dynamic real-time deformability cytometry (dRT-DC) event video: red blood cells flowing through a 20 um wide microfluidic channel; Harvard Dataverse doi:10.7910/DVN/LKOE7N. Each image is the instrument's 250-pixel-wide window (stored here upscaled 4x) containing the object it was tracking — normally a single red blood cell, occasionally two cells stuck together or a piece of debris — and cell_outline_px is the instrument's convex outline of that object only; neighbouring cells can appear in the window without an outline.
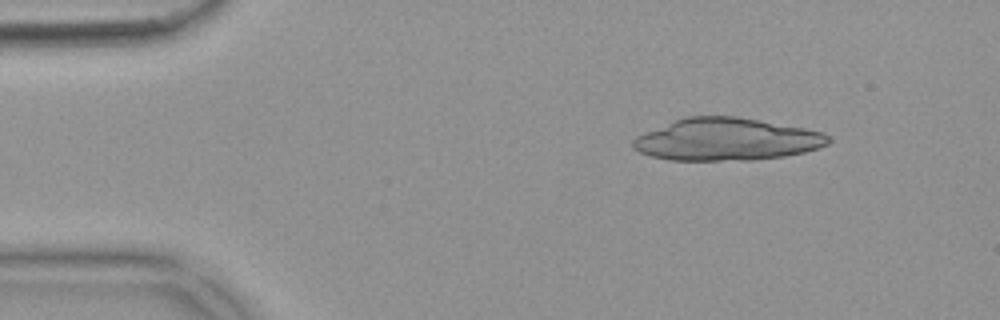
{"species": "common noctule bat (a hibernating species)", "species_latin": "Nyctalus noctula", "temperature_condition": "warm", "stored_images_in_passage": 12, "segment_of_instrument_passage": [1, 2], "camera_frame_rate_fps": 3000, "um_per_image_px": 0.085, "animal": {"sex": "female", "body_mass_g": 18.4}, "frame": {"image": 1, "passage_image": 1, "time_ms": 0.0, "image_size_px": [1000, 320], "cell_outline_px": [[828, 140], [824, 144], [812, 148], [796, 152], [776, 156], [708, 160], [680, 160], [660, 156], [644, 152], [640, 148], [648, 136], [680, 120], [700, 116], [720, 116], [748, 120], [816, 132]], "centroid_in_image_um": [61.86, 11.86], "position_along_channel_um": 23.1, "area_um2": 42.14}}